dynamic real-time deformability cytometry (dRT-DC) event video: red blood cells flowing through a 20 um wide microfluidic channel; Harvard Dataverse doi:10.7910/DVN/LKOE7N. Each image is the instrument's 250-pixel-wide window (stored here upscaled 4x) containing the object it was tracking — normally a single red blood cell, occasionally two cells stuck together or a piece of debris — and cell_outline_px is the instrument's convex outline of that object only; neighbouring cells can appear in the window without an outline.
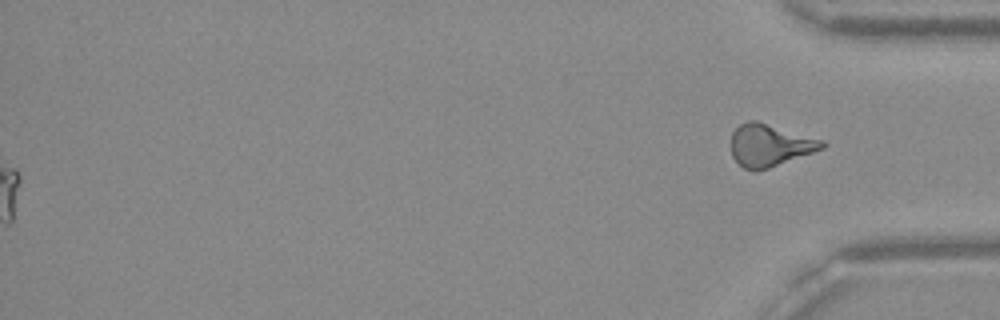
{"species": "Egyptian fruit bat (a non-hibernating species)", "species_latin": "Rousettus aegyptiacus", "temperature_condition": "warm", "stored_images_in_passage": 50, "segment_of_instrument_passage": [2, 2], "camera_frame_rate_fps": 3000, "um_per_image_px": 0.085, "frame": {"image": 1, "passage_image": 50, "time_ms": 16.333, "image_size_px": [1000, 320], "cell_outline_px": [[828, 144], [824, 148], [768, 168], [756, 172], [744, 168], [732, 156], [732, 132], [740, 124], [748, 120], [756, 120], [824, 140]], "centroid_in_image_um": [65.44, 12.34], "position_along_channel_um": 369.8, "area_um2": 22.31}}